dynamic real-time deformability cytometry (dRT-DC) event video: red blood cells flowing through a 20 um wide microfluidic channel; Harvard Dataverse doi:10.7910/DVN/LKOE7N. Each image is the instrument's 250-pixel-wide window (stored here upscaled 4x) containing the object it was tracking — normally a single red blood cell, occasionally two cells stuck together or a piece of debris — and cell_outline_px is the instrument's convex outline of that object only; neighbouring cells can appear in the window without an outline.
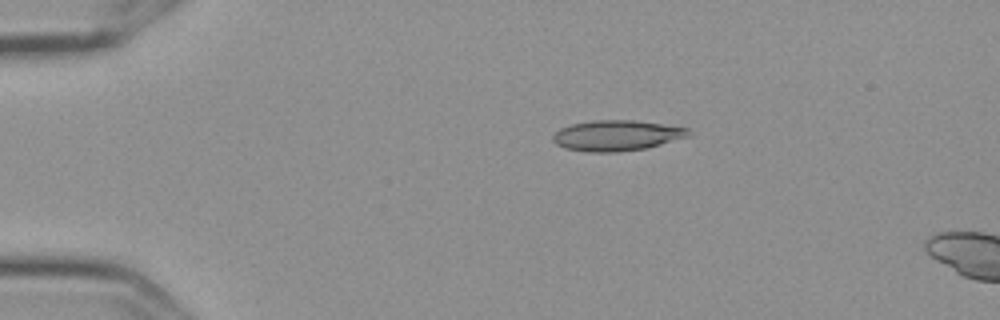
{"species": "Egyptian fruit bat (a non-hibernating species)", "species_latin": "Rousettus aegyptiacus", "temperature_condition": "cold", "stored_images_in_passage": 5, "camera_frame_rate_fps": 3000, "um_per_image_px": 0.085, "frame": {"image": 1, "passage_image": 1, "time_ms": 0.0, "image_size_px": [1000, 320], "cell_outline_px": [[688, 136], [648, 148], [620, 152], [588, 152], [564, 148], [556, 144], [552, 140], [552, 136], [560, 128], [572, 124], [596, 120], [636, 120], [688, 128]], "centroid_in_image_um": [52.38, 11.52], "position_along_channel_um": 32.6, "area_um2": 24.1}}